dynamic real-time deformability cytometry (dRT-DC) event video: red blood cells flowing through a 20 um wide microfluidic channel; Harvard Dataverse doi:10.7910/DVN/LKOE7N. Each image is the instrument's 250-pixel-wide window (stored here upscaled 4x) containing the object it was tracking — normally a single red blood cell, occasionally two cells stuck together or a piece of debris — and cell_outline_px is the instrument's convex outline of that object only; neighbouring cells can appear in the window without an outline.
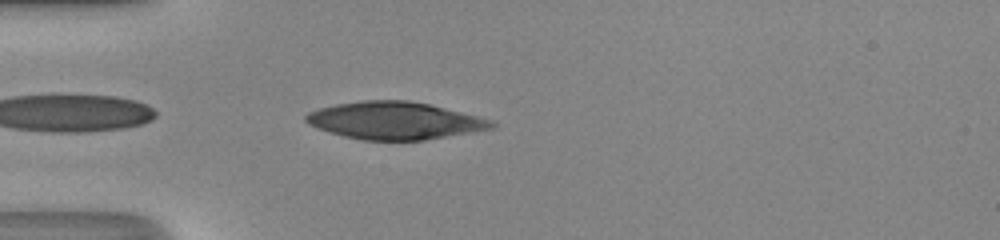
{"species": "human", "species_latin": "Homo sapiens", "temperature_condition": "room temperature", "stored_images_in_passage": 34, "camera_frame_rate_fps": 3000, "um_per_image_px": 0.085, "donor": {"sex": "male"}, "frame": {"image": 1, "passage_image": 2, "time_ms": 0.333, "image_size_px": [1000, 240], "cell_outline_px": [[496, 128], [424, 140], [364, 140], [344, 136], [308, 124], [304, 120], [304, 116], [308, 112], [320, 108], [336, 104], [364, 100], [408, 100], [428, 104], [492, 120], [496, 124]], "centroid_in_image_um": [33.55, 10.25], "position_along_channel_um": 51.5, "area_um2": 40.11}}
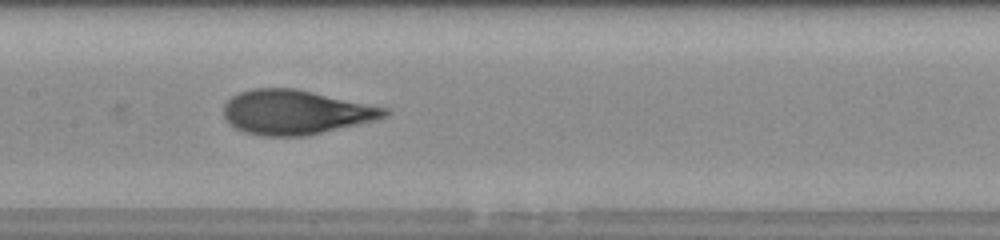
{"frame": {"image": 2, "passage_image": 12, "time_ms": 3.667, "image_size_px": [1000, 240], "cell_outline_px": [[392, 112], [388, 116], [376, 120], [304, 136], [260, 136], [244, 132], [236, 128], [224, 116], [224, 104], [232, 96], [240, 92], [252, 88], [296, 88], [392, 108]], "centroid_in_image_um": [25.19, 9.52], "position_along_channel_um": 182.2, "area_um2": 41.96}}
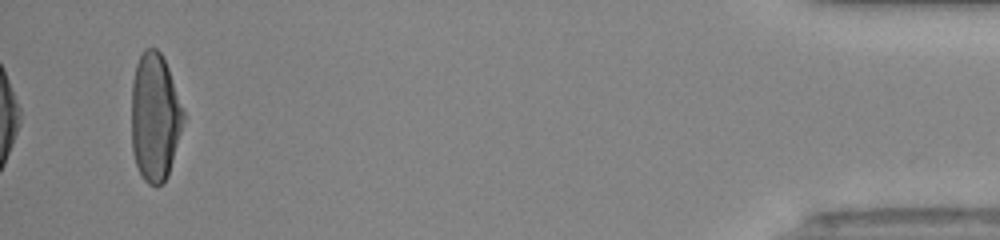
{"frame": {"image": 3, "passage_image": 34, "time_ms": 11.0, "image_size_px": [1000, 240], "cell_outline_px": [[184, 120], [168, 176], [156, 188], [148, 184], [144, 180], [136, 164], [132, 152], [132, 80], [136, 64], [144, 48], [156, 48], [160, 52], [168, 68], [184, 112]], "centroid_in_image_um": [13.15, 9.97], "position_along_channel_um": 422.0, "area_um2": 38.61}, "authors_computed_cell_mechanics": {"area_um2": 40.8646, "velocity_mm_per_s": 4.3482, "shape_relaxation_time_tau1_ms": 4.7497, "shape_relaxation_time_tau2_ms": 0.6846, "deformation_change_tau1": 0.2317, "deformation_change_tau2": 0.0672}}